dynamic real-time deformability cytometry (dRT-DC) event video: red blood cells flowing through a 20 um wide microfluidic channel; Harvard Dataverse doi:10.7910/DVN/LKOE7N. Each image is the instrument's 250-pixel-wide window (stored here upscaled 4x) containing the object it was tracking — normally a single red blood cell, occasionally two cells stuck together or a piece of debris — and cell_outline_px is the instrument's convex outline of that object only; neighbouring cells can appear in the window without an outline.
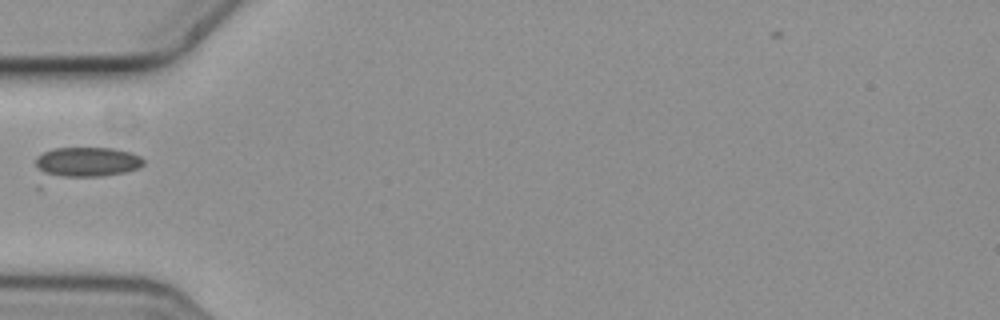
{"species": "common noctule bat (a hibernating species)", "species_latin": "Nyctalus noctula", "temperature_condition": "cold", "stored_images_in_passage": 1, "camera_frame_rate_fps": 3000, "um_per_image_px": 0.085, "animal": {"sex": "female", "body_mass_g": 19.3, "forearm_length_mm": 54.1}, "frame": {"image": 1, "passage_image": 1, "time_ms": 0.0, "image_size_px": [1000, 320], "cell_outline_px": [[144, 164], [140, 168], [124, 172], [100, 176], [44, 176], [36, 168], [36, 156], [52, 148], [112, 148], [132, 152], [140, 156], [144, 160]], "centroid_in_image_um": [7.38, 13.76], "position_along_channel_um": 77.6, "area_um2": 18.9}}